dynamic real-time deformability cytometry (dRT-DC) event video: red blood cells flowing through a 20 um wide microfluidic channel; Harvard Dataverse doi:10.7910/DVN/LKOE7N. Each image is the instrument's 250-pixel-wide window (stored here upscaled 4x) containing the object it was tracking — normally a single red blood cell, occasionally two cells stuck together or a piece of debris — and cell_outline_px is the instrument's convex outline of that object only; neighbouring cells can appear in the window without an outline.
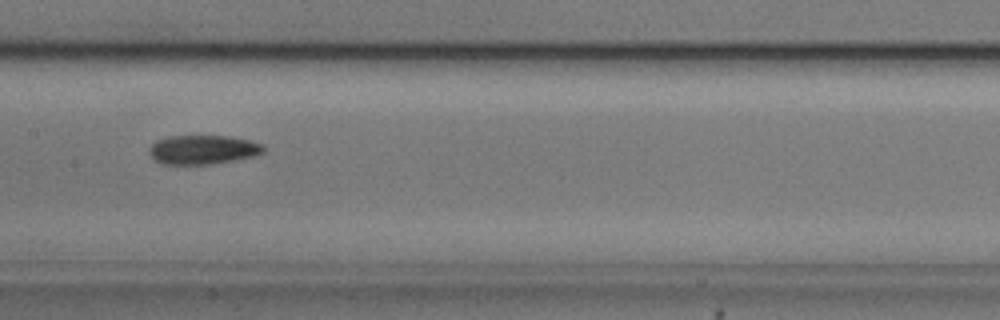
{"species": "common noctule bat (a hibernating species)", "species_latin": "Nyctalus noctula", "temperature_condition": "cold", "stored_images_in_passage": 42, "camera_frame_rate_fps": 3000, "um_per_image_px": 0.085, "animal": {"sex": "male", "body_mass_g": 20.5, "forearm_length_mm": 52.5}, "frame": {"image": 1, "passage_image": 15, "time_ms": 4.667, "image_size_px": [1000, 320], "cell_outline_px": [[264, 152], [256, 156], [236, 160], [212, 164], [164, 164], [156, 160], [148, 152], [148, 148], [156, 140], [168, 136], [224, 136], [248, 140], [264, 144]], "centroid_in_image_um": [17.26, 12.72], "position_along_channel_um": 190.1, "area_um2": 19.42}}
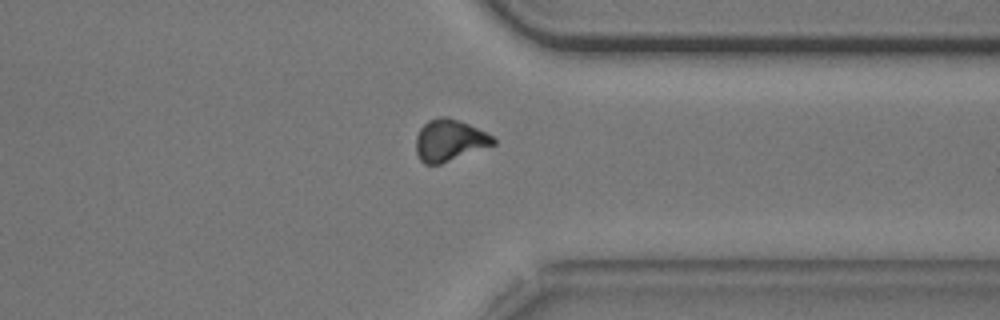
{"frame": {"image": 2, "passage_image": 30, "time_ms": 9.667, "image_size_px": [1000, 320], "cell_outline_px": [[496, 144], [440, 164], [424, 164], [420, 160], [416, 152], [416, 136], [420, 128], [428, 120], [440, 116], [448, 116], [460, 120], [492, 136], [496, 140]], "centroid_in_image_um": [38.18, 11.92], "position_along_channel_um": 373.2, "area_um2": 18.73}}
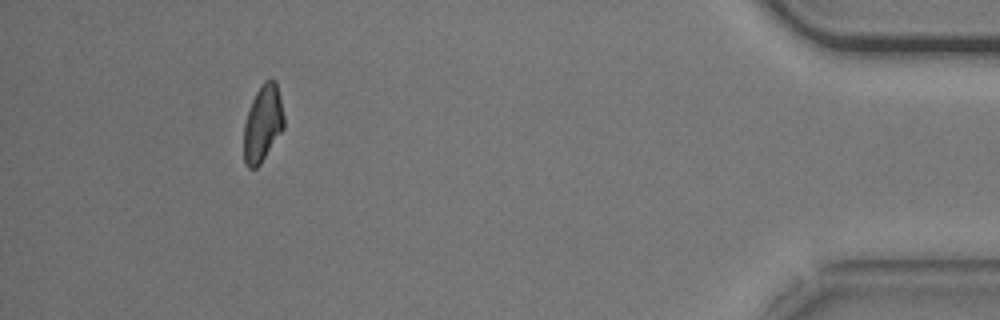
{"frame": {"image": 3, "passage_image": 38, "time_ms": 12.333, "image_size_px": [1000, 320], "cell_outline_px": [[284, 128], [260, 164], [256, 168], [248, 168], [244, 164], [244, 124], [252, 100], [256, 92], [264, 80], [276, 80], [284, 116]], "centroid_in_image_um": [22.33, 10.51], "position_along_channel_um": 412.9, "area_um2": 17.8}}